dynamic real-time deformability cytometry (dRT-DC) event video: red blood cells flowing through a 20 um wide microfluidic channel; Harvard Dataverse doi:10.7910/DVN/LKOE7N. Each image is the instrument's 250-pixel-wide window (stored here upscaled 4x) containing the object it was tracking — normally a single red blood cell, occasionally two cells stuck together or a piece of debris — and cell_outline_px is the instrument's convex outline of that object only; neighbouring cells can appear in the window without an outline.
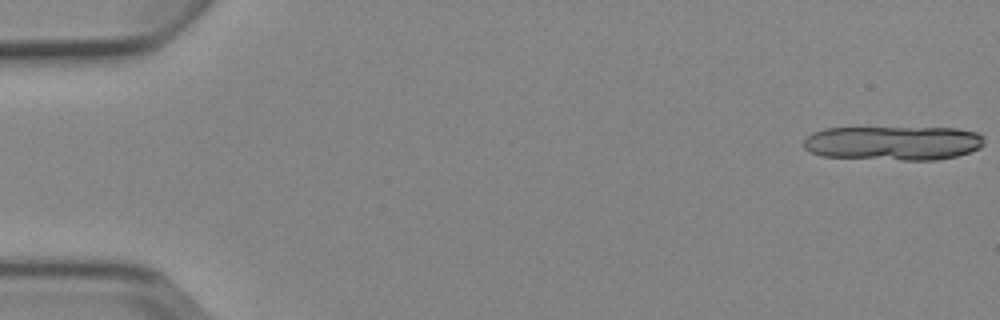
{"species": "Egyptian fruit bat (a non-hibernating species)", "species_latin": "Rousettus aegyptiacus", "temperature_condition": "cold", "stored_images_in_passage": 5, "camera_frame_rate_fps": 3000, "um_per_image_px": 0.085, "animal": {"sex": "female"}, "frame": {"image": 1, "passage_image": 1, "time_ms": 0.0, "image_size_px": [1000, 320], "cell_outline_px": [[984, 144], [980, 148], [972, 152], [956, 156], [936, 160], [900, 160], [820, 156], [808, 152], [804, 148], [804, 140], [812, 132], [824, 128], [956, 128], [976, 132], [984, 136]], "centroid_in_image_um": [75.93, 12.16], "position_along_channel_um": 9.1, "area_um2": 36.41}}
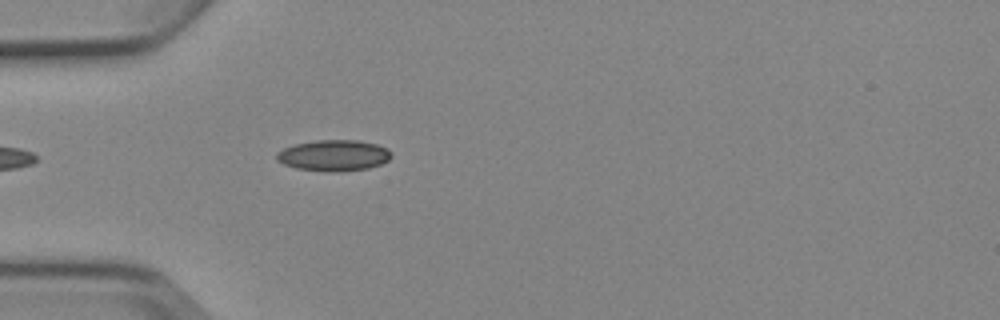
{"frame": {"image": 2, "passage_image": 5, "time_ms": 5.333, "image_size_px": [1000, 320], "cell_outline_px": [[392, 156], [388, 160], [380, 164], [368, 168], [340, 172], [328, 172], [296, 168], [284, 164], [276, 160], [276, 152], [284, 148], [296, 144], [316, 140], [360, 140], [376, 144], [388, 148], [392, 152]], "centroid_in_image_um": [28.38, 13.21], "position_along_channel_um": 56.6, "area_um2": 20.92}}